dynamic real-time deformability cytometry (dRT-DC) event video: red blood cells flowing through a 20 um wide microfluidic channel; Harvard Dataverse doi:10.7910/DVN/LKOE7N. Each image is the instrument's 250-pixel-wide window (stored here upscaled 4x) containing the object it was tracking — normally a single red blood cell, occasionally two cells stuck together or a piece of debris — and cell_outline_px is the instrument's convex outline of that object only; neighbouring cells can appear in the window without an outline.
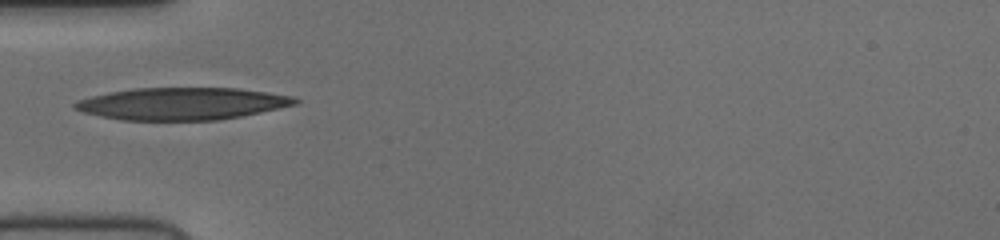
{"species": "human", "species_latin": "Homo sapiens", "temperature_condition": "cold", "stored_images_in_passage": 36, "camera_frame_rate_fps": 3000, "um_per_image_px": 0.085, "donor": {"sex": "female"}, "frame": {"image": 1, "passage_image": 1, "time_ms": 0.0, "image_size_px": [1000, 240], "cell_outline_px": [[300, 100], [296, 104], [260, 112], [240, 116], [216, 120], [120, 120], [100, 116], [84, 112], [72, 108], [72, 104], [76, 100], [108, 92], [136, 88], [240, 88], [296, 96]], "centroid_in_image_um": [15.46, 8.8], "position_along_channel_um": 69.5, "area_um2": 41.44}}
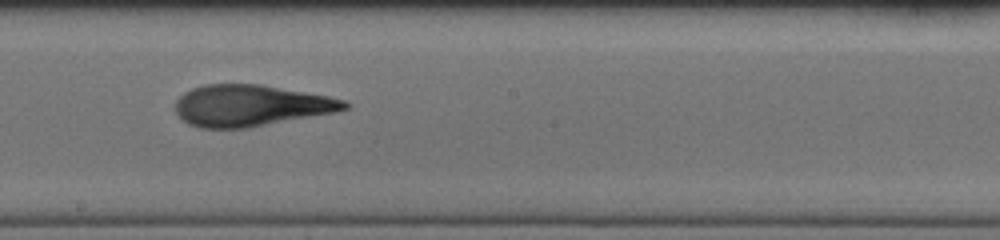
{"frame": {"image": 2, "passage_image": 13, "time_ms": 4.0, "image_size_px": [1000, 240], "cell_outline_px": [[348, 108], [336, 112], [248, 128], [200, 128], [188, 124], [176, 112], [176, 100], [184, 92], [192, 88], [204, 84], [260, 84], [328, 96], [344, 100], [348, 104]], "centroid_in_image_um": [21.29, 8.97], "position_along_channel_um": 226.9, "area_um2": 40.69}}
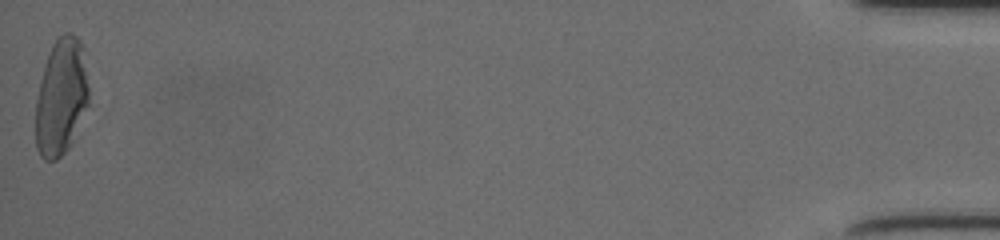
{"frame": {"image": 3, "passage_image": 36, "time_ms": 11.667, "image_size_px": [1000, 240], "cell_outline_px": [[88, 104], [72, 144], [56, 160], [44, 160], [40, 156], [36, 148], [36, 100], [44, 68], [52, 44], [64, 32], [72, 32], [80, 40], [84, 48], [88, 88]], "centroid_in_image_um": [5.21, 8.25], "position_along_channel_um": 430.0, "area_um2": 36.18}}